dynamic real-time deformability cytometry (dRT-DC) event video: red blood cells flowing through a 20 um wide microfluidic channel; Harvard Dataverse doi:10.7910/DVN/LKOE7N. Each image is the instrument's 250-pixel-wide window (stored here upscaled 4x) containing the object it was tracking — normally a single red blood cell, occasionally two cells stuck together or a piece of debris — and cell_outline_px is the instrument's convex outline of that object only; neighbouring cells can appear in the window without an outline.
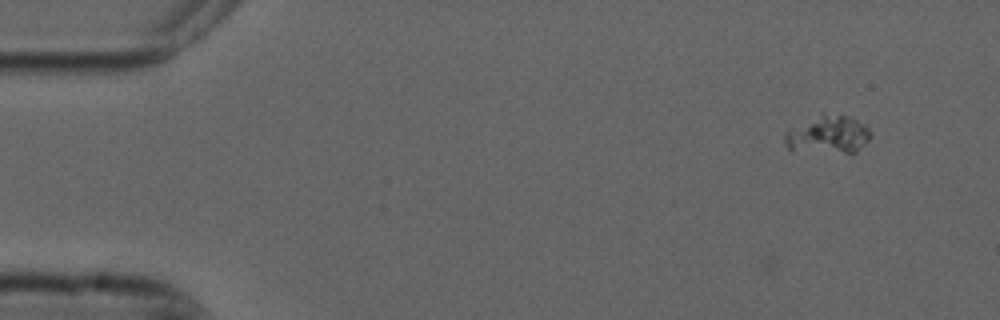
{"species": "common noctule bat (a hibernating species)", "species_latin": "Nyctalus noctula", "temperature_condition": "cold", "stored_images_in_passage": 2, "camera_frame_rate_fps": 3000, "um_per_image_px": 0.085, "animal": {"sex": "male", "forearm_length_mm": 52.5}, "frame": {"image": 1, "passage_image": 2, "time_ms": 0.333, "image_size_px": [1000, 320], "cell_outline_px": [[872, 136], [856, 152], [844, 152], [788, 148], [784, 140], [784, 132], [820, 112], [824, 112], [852, 116], [864, 124], [872, 132]], "centroid_in_image_um": [70.42, 11.36], "position_along_channel_um": 14.6, "area_um2": 18.84}}